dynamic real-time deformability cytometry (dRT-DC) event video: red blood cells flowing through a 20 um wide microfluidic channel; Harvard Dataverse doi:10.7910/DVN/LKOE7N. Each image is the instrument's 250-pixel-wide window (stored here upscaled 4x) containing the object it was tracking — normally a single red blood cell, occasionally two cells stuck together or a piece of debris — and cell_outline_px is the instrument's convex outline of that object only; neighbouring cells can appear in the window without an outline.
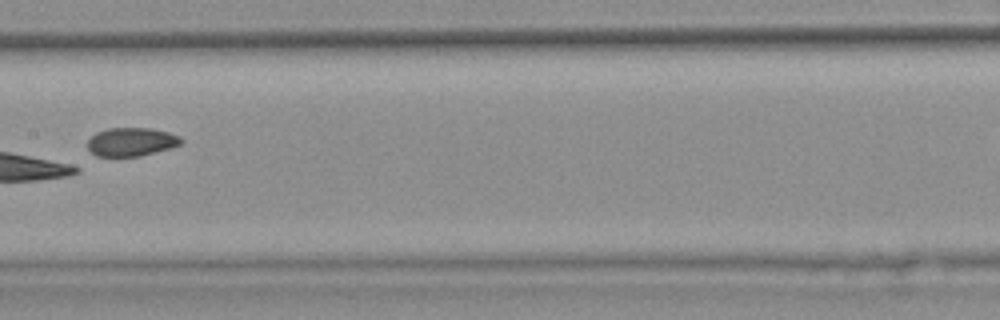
{"species": "common noctule bat (a hibernating species)", "species_latin": "Nyctalus noctula", "temperature_condition": "warm", "stored_images_in_passage": 8, "camera_frame_rate_fps": 3000, "um_per_image_px": 0.085, "animal": {"sex": "female", "body_mass_g": 25.1}, "frame": {"image": 1, "passage_image": 8, "time_ms": 2.333, "image_size_px": [1000, 320], "cell_outline_px": [[184, 144], [140, 156], [96, 156], [88, 148], [88, 140], [96, 132], [108, 128], [152, 128], [168, 132], [180, 136], [184, 140]], "centroid_in_image_um": [11.2, 12.05], "position_along_channel_um": 196.2, "area_um2": 15.61}}